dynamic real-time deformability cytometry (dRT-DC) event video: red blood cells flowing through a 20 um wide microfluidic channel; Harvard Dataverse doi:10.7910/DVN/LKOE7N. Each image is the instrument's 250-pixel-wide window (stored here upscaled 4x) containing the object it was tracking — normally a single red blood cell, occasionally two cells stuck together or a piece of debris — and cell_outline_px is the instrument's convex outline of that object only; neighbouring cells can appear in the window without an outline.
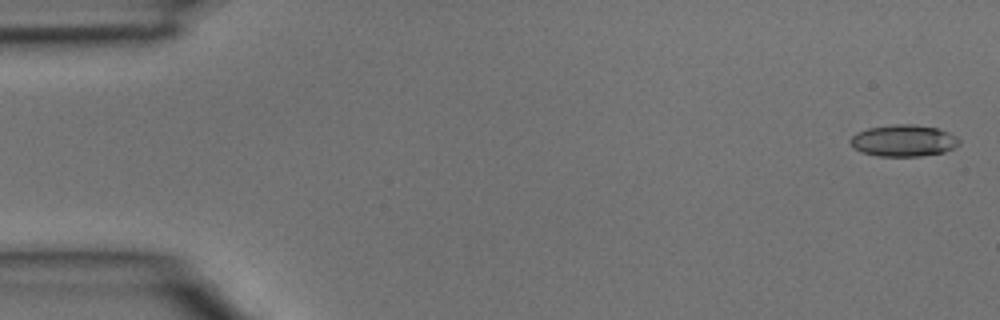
{"species": "common noctule bat (a hibernating species)", "species_latin": "Nyctalus noctula", "temperature_condition": "room temperature", "stored_images_in_passage": 3, "camera_frame_rate_fps": 3000, "um_per_image_px": 0.085, "animal": {"sex": "male", "body_mass_g": 15.6}, "frame": {"image": 1, "passage_image": 1, "time_ms": 0.0, "image_size_px": [1000, 320], "cell_outline_px": [[960, 144], [944, 152], [920, 156], [880, 156], [860, 152], [848, 140], [856, 132], [868, 128], [896, 124], [912, 124], [936, 128], [948, 132], [956, 136], [960, 140]], "centroid_in_image_um": [76.8, 11.95], "position_along_channel_um": 8.2, "area_um2": 20.0}}